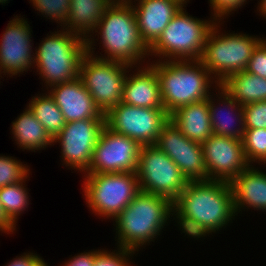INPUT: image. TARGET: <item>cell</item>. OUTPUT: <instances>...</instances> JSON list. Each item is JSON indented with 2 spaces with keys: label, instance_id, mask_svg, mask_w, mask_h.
<instances>
[{
  "label": "cell",
  "instance_id": "6da1fadb",
  "mask_svg": "<svg viewBox=\"0 0 266 266\" xmlns=\"http://www.w3.org/2000/svg\"><path fill=\"white\" fill-rule=\"evenodd\" d=\"M232 189L227 181H189L173 201V220L185 236L198 240L233 223Z\"/></svg>",
  "mask_w": 266,
  "mask_h": 266
},
{
  "label": "cell",
  "instance_id": "7a4b0ae2",
  "mask_svg": "<svg viewBox=\"0 0 266 266\" xmlns=\"http://www.w3.org/2000/svg\"><path fill=\"white\" fill-rule=\"evenodd\" d=\"M93 34L98 38L100 35L99 44L103 46L104 55L98 56L94 53V43L98 42V38L94 39ZM86 45L87 52L100 59L121 62L132 67L149 62H145L147 57L149 60V48L140 37L135 11L130 3L112 2L86 39Z\"/></svg>",
  "mask_w": 266,
  "mask_h": 266
},
{
  "label": "cell",
  "instance_id": "3957f363",
  "mask_svg": "<svg viewBox=\"0 0 266 266\" xmlns=\"http://www.w3.org/2000/svg\"><path fill=\"white\" fill-rule=\"evenodd\" d=\"M173 217V202L163 196L139 191L113 220L117 247L139 251L163 232ZM170 218V219H169Z\"/></svg>",
  "mask_w": 266,
  "mask_h": 266
},
{
  "label": "cell",
  "instance_id": "277c9868",
  "mask_svg": "<svg viewBox=\"0 0 266 266\" xmlns=\"http://www.w3.org/2000/svg\"><path fill=\"white\" fill-rule=\"evenodd\" d=\"M149 64L157 73L162 103L169 115L181 106L207 99L213 93L210 89L219 85L200 60H154Z\"/></svg>",
  "mask_w": 266,
  "mask_h": 266
},
{
  "label": "cell",
  "instance_id": "5b68a950",
  "mask_svg": "<svg viewBox=\"0 0 266 266\" xmlns=\"http://www.w3.org/2000/svg\"><path fill=\"white\" fill-rule=\"evenodd\" d=\"M34 51V68L48 90L79 77L81 61L87 53L86 39L61 28L50 31Z\"/></svg>",
  "mask_w": 266,
  "mask_h": 266
},
{
  "label": "cell",
  "instance_id": "8992f818",
  "mask_svg": "<svg viewBox=\"0 0 266 266\" xmlns=\"http://www.w3.org/2000/svg\"><path fill=\"white\" fill-rule=\"evenodd\" d=\"M185 7L172 18L157 41L149 48V56L159 61L200 60L209 31L216 21L194 18Z\"/></svg>",
  "mask_w": 266,
  "mask_h": 266
},
{
  "label": "cell",
  "instance_id": "52a82bcc",
  "mask_svg": "<svg viewBox=\"0 0 266 266\" xmlns=\"http://www.w3.org/2000/svg\"><path fill=\"white\" fill-rule=\"evenodd\" d=\"M222 24L216 22L209 31L200 58L218 84L230 75L244 71L254 48L264 38L238 32L225 31L224 34L220 29Z\"/></svg>",
  "mask_w": 266,
  "mask_h": 266
},
{
  "label": "cell",
  "instance_id": "ba28073f",
  "mask_svg": "<svg viewBox=\"0 0 266 266\" xmlns=\"http://www.w3.org/2000/svg\"><path fill=\"white\" fill-rule=\"evenodd\" d=\"M82 190L94 215L114 220L140 191L137 173L84 174Z\"/></svg>",
  "mask_w": 266,
  "mask_h": 266
},
{
  "label": "cell",
  "instance_id": "9c48e42d",
  "mask_svg": "<svg viewBox=\"0 0 266 266\" xmlns=\"http://www.w3.org/2000/svg\"><path fill=\"white\" fill-rule=\"evenodd\" d=\"M128 64L97 58L88 52L81 61L79 77L97 107L106 115L123 99Z\"/></svg>",
  "mask_w": 266,
  "mask_h": 266
},
{
  "label": "cell",
  "instance_id": "30bf717a",
  "mask_svg": "<svg viewBox=\"0 0 266 266\" xmlns=\"http://www.w3.org/2000/svg\"><path fill=\"white\" fill-rule=\"evenodd\" d=\"M137 177L141 191L163 196L172 202L189 180L178 166L156 145H142Z\"/></svg>",
  "mask_w": 266,
  "mask_h": 266
},
{
  "label": "cell",
  "instance_id": "8fae6325",
  "mask_svg": "<svg viewBox=\"0 0 266 266\" xmlns=\"http://www.w3.org/2000/svg\"><path fill=\"white\" fill-rule=\"evenodd\" d=\"M169 121L164 108H144L120 102L105 115V125L112 131L132 138L142 145H155L162 127Z\"/></svg>",
  "mask_w": 266,
  "mask_h": 266
},
{
  "label": "cell",
  "instance_id": "7c38bea8",
  "mask_svg": "<svg viewBox=\"0 0 266 266\" xmlns=\"http://www.w3.org/2000/svg\"><path fill=\"white\" fill-rule=\"evenodd\" d=\"M104 126L105 118L66 122L62 131L53 139V144L58 142L61 146V162L68 169L84 174L91 165L94 147Z\"/></svg>",
  "mask_w": 266,
  "mask_h": 266
},
{
  "label": "cell",
  "instance_id": "4fadbf2b",
  "mask_svg": "<svg viewBox=\"0 0 266 266\" xmlns=\"http://www.w3.org/2000/svg\"><path fill=\"white\" fill-rule=\"evenodd\" d=\"M141 145L106 125L94 147L92 162L84 174L137 172Z\"/></svg>",
  "mask_w": 266,
  "mask_h": 266
},
{
  "label": "cell",
  "instance_id": "5bb4252c",
  "mask_svg": "<svg viewBox=\"0 0 266 266\" xmlns=\"http://www.w3.org/2000/svg\"><path fill=\"white\" fill-rule=\"evenodd\" d=\"M14 17L8 21L0 39V76L3 79L2 75L20 76L34 67L33 31L25 17Z\"/></svg>",
  "mask_w": 266,
  "mask_h": 266
},
{
  "label": "cell",
  "instance_id": "9a60e30c",
  "mask_svg": "<svg viewBox=\"0 0 266 266\" xmlns=\"http://www.w3.org/2000/svg\"><path fill=\"white\" fill-rule=\"evenodd\" d=\"M155 145L168 155L189 181L207 180L201 143L188 139L172 121L162 127Z\"/></svg>",
  "mask_w": 266,
  "mask_h": 266
},
{
  "label": "cell",
  "instance_id": "2e32d148",
  "mask_svg": "<svg viewBox=\"0 0 266 266\" xmlns=\"http://www.w3.org/2000/svg\"><path fill=\"white\" fill-rule=\"evenodd\" d=\"M201 146L207 180L230 182L250 165L242 140L212 134Z\"/></svg>",
  "mask_w": 266,
  "mask_h": 266
},
{
  "label": "cell",
  "instance_id": "e0dca14e",
  "mask_svg": "<svg viewBox=\"0 0 266 266\" xmlns=\"http://www.w3.org/2000/svg\"><path fill=\"white\" fill-rule=\"evenodd\" d=\"M47 91L60 108L65 122L105 118L80 77L55 85Z\"/></svg>",
  "mask_w": 266,
  "mask_h": 266
},
{
  "label": "cell",
  "instance_id": "ac0fdd59",
  "mask_svg": "<svg viewBox=\"0 0 266 266\" xmlns=\"http://www.w3.org/2000/svg\"><path fill=\"white\" fill-rule=\"evenodd\" d=\"M136 2L132 1L130 4L135 11L139 34L142 41L150 48L183 6L174 0H136Z\"/></svg>",
  "mask_w": 266,
  "mask_h": 266
},
{
  "label": "cell",
  "instance_id": "d6986e66",
  "mask_svg": "<svg viewBox=\"0 0 266 266\" xmlns=\"http://www.w3.org/2000/svg\"><path fill=\"white\" fill-rule=\"evenodd\" d=\"M215 89V92L218 90L216 94L213 93L216 96L212 94L208 97L213 134L243 140L245 133L243 106L232 98L220 84Z\"/></svg>",
  "mask_w": 266,
  "mask_h": 266
},
{
  "label": "cell",
  "instance_id": "ffe728a7",
  "mask_svg": "<svg viewBox=\"0 0 266 266\" xmlns=\"http://www.w3.org/2000/svg\"><path fill=\"white\" fill-rule=\"evenodd\" d=\"M134 68L135 73L128 71L122 102L136 107L164 108L155 69L149 63Z\"/></svg>",
  "mask_w": 266,
  "mask_h": 266
},
{
  "label": "cell",
  "instance_id": "44dd1931",
  "mask_svg": "<svg viewBox=\"0 0 266 266\" xmlns=\"http://www.w3.org/2000/svg\"><path fill=\"white\" fill-rule=\"evenodd\" d=\"M236 216L244 209L266 212V173L249 165L229 182ZM247 207V208H246Z\"/></svg>",
  "mask_w": 266,
  "mask_h": 266
},
{
  "label": "cell",
  "instance_id": "7402d4cb",
  "mask_svg": "<svg viewBox=\"0 0 266 266\" xmlns=\"http://www.w3.org/2000/svg\"><path fill=\"white\" fill-rule=\"evenodd\" d=\"M169 120L193 142L202 144L213 134L208 98L177 108Z\"/></svg>",
  "mask_w": 266,
  "mask_h": 266
},
{
  "label": "cell",
  "instance_id": "603a6c76",
  "mask_svg": "<svg viewBox=\"0 0 266 266\" xmlns=\"http://www.w3.org/2000/svg\"><path fill=\"white\" fill-rule=\"evenodd\" d=\"M64 29L87 39L103 17L111 0H70Z\"/></svg>",
  "mask_w": 266,
  "mask_h": 266
},
{
  "label": "cell",
  "instance_id": "cb8c5ba5",
  "mask_svg": "<svg viewBox=\"0 0 266 266\" xmlns=\"http://www.w3.org/2000/svg\"><path fill=\"white\" fill-rule=\"evenodd\" d=\"M25 110V111H24ZM12 122L11 133L18 148L36 152L54 146L53 139L27 106ZM36 150V151H35Z\"/></svg>",
  "mask_w": 266,
  "mask_h": 266
},
{
  "label": "cell",
  "instance_id": "d4e9b609",
  "mask_svg": "<svg viewBox=\"0 0 266 266\" xmlns=\"http://www.w3.org/2000/svg\"><path fill=\"white\" fill-rule=\"evenodd\" d=\"M220 85L242 106L266 100V78L245 70L230 75Z\"/></svg>",
  "mask_w": 266,
  "mask_h": 266
},
{
  "label": "cell",
  "instance_id": "484cf974",
  "mask_svg": "<svg viewBox=\"0 0 266 266\" xmlns=\"http://www.w3.org/2000/svg\"><path fill=\"white\" fill-rule=\"evenodd\" d=\"M27 106L52 139L64 128L66 122L63 114L48 91L33 96Z\"/></svg>",
  "mask_w": 266,
  "mask_h": 266
},
{
  "label": "cell",
  "instance_id": "4316f807",
  "mask_svg": "<svg viewBox=\"0 0 266 266\" xmlns=\"http://www.w3.org/2000/svg\"><path fill=\"white\" fill-rule=\"evenodd\" d=\"M29 173L22 181L0 188V201L7 216L16 224L29 205V192L25 182L30 178Z\"/></svg>",
  "mask_w": 266,
  "mask_h": 266
},
{
  "label": "cell",
  "instance_id": "83f0119b",
  "mask_svg": "<svg viewBox=\"0 0 266 266\" xmlns=\"http://www.w3.org/2000/svg\"><path fill=\"white\" fill-rule=\"evenodd\" d=\"M242 142L248 163L250 165L255 163L265 165L266 129H245Z\"/></svg>",
  "mask_w": 266,
  "mask_h": 266
},
{
  "label": "cell",
  "instance_id": "f1b7e54d",
  "mask_svg": "<svg viewBox=\"0 0 266 266\" xmlns=\"http://www.w3.org/2000/svg\"><path fill=\"white\" fill-rule=\"evenodd\" d=\"M35 11L41 13L52 21L57 22L61 28L65 27V23L69 14L70 0H30Z\"/></svg>",
  "mask_w": 266,
  "mask_h": 266
},
{
  "label": "cell",
  "instance_id": "f546056e",
  "mask_svg": "<svg viewBox=\"0 0 266 266\" xmlns=\"http://www.w3.org/2000/svg\"><path fill=\"white\" fill-rule=\"evenodd\" d=\"M30 173V168L13 156L0 154V188L22 181Z\"/></svg>",
  "mask_w": 266,
  "mask_h": 266
},
{
  "label": "cell",
  "instance_id": "4dcf8cb0",
  "mask_svg": "<svg viewBox=\"0 0 266 266\" xmlns=\"http://www.w3.org/2000/svg\"><path fill=\"white\" fill-rule=\"evenodd\" d=\"M115 248L117 250H112V252L111 250L96 249L94 266H132L130 258L136 252L122 247Z\"/></svg>",
  "mask_w": 266,
  "mask_h": 266
},
{
  "label": "cell",
  "instance_id": "1f68e13d",
  "mask_svg": "<svg viewBox=\"0 0 266 266\" xmlns=\"http://www.w3.org/2000/svg\"><path fill=\"white\" fill-rule=\"evenodd\" d=\"M245 129H266V100L243 106Z\"/></svg>",
  "mask_w": 266,
  "mask_h": 266
},
{
  "label": "cell",
  "instance_id": "d6a6232c",
  "mask_svg": "<svg viewBox=\"0 0 266 266\" xmlns=\"http://www.w3.org/2000/svg\"><path fill=\"white\" fill-rule=\"evenodd\" d=\"M248 0H208L211 7L210 18H213L216 22H221L227 16L233 14L238 8L241 9Z\"/></svg>",
  "mask_w": 266,
  "mask_h": 266
},
{
  "label": "cell",
  "instance_id": "836d02e7",
  "mask_svg": "<svg viewBox=\"0 0 266 266\" xmlns=\"http://www.w3.org/2000/svg\"><path fill=\"white\" fill-rule=\"evenodd\" d=\"M246 72L266 78V38L264 37L254 48Z\"/></svg>",
  "mask_w": 266,
  "mask_h": 266
},
{
  "label": "cell",
  "instance_id": "e575fe53",
  "mask_svg": "<svg viewBox=\"0 0 266 266\" xmlns=\"http://www.w3.org/2000/svg\"><path fill=\"white\" fill-rule=\"evenodd\" d=\"M47 264L38 254L27 252L21 256H17L5 266H47Z\"/></svg>",
  "mask_w": 266,
  "mask_h": 266
},
{
  "label": "cell",
  "instance_id": "d590c367",
  "mask_svg": "<svg viewBox=\"0 0 266 266\" xmlns=\"http://www.w3.org/2000/svg\"><path fill=\"white\" fill-rule=\"evenodd\" d=\"M95 263V250H89L88 252L75 254V256L69 258L68 261L62 266H94Z\"/></svg>",
  "mask_w": 266,
  "mask_h": 266
},
{
  "label": "cell",
  "instance_id": "8d00e7d4",
  "mask_svg": "<svg viewBox=\"0 0 266 266\" xmlns=\"http://www.w3.org/2000/svg\"><path fill=\"white\" fill-rule=\"evenodd\" d=\"M16 225L6 214L0 201V232L5 234H13L16 231Z\"/></svg>",
  "mask_w": 266,
  "mask_h": 266
},
{
  "label": "cell",
  "instance_id": "74e56055",
  "mask_svg": "<svg viewBox=\"0 0 266 266\" xmlns=\"http://www.w3.org/2000/svg\"><path fill=\"white\" fill-rule=\"evenodd\" d=\"M257 11L260 13L261 17L263 16L266 19V0L258 1Z\"/></svg>",
  "mask_w": 266,
  "mask_h": 266
},
{
  "label": "cell",
  "instance_id": "f35d334b",
  "mask_svg": "<svg viewBox=\"0 0 266 266\" xmlns=\"http://www.w3.org/2000/svg\"><path fill=\"white\" fill-rule=\"evenodd\" d=\"M175 2H178L179 4H181L183 7L186 8L187 2H189V0H174Z\"/></svg>",
  "mask_w": 266,
  "mask_h": 266
},
{
  "label": "cell",
  "instance_id": "ab89813d",
  "mask_svg": "<svg viewBox=\"0 0 266 266\" xmlns=\"http://www.w3.org/2000/svg\"><path fill=\"white\" fill-rule=\"evenodd\" d=\"M112 2L116 3H132V0H111ZM136 1V0H134Z\"/></svg>",
  "mask_w": 266,
  "mask_h": 266
},
{
  "label": "cell",
  "instance_id": "60d3db41",
  "mask_svg": "<svg viewBox=\"0 0 266 266\" xmlns=\"http://www.w3.org/2000/svg\"><path fill=\"white\" fill-rule=\"evenodd\" d=\"M9 2H10L9 0H0L1 5H5L6 3H9Z\"/></svg>",
  "mask_w": 266,
  "mask_h": 266
}]
</instances>
